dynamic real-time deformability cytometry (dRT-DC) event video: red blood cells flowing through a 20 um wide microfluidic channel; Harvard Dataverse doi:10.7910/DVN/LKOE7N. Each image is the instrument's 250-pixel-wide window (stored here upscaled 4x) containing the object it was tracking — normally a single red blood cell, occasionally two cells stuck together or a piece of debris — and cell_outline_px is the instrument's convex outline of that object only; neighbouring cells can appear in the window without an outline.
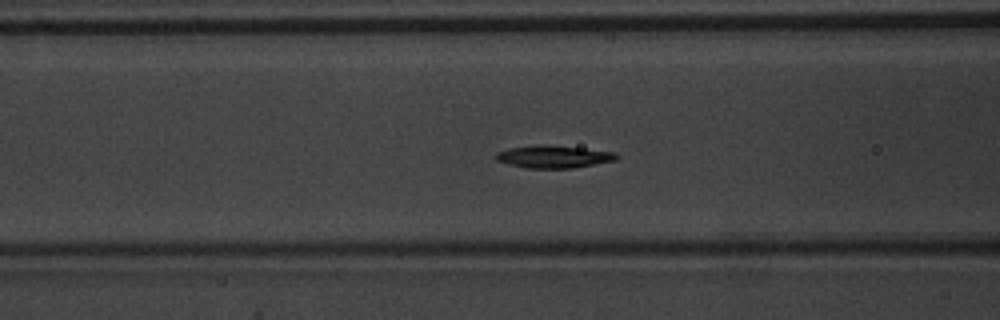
{"species": "common noctule bat (a hibernating species)", "species_latin": "Nyctalus noctula", "temperature_condition": "warm", "stored_images_in_passage": 41, "camera_frame_rate_fps": 3000, "um_per_image_px": 0.085, "animal": {"sex": "male", "body_mass_g": 20.1, "forearm_length_mm": 53.5}, "frame": {"image": 1, "passage_image": 9, "time_ms": 2.667, "image_size_px": [1000, 320], "cell_outline_px": [[620, 156], [616, 160], [572, 168], [528, 168], [508, 164], [496, 160], [496, 152], [508, 148], [584, 148], [616, 152]], "centroid_in_image_um": [47.13, 13.37], "position_along_channel_um": 119.5, "area_um2": 14.74}}
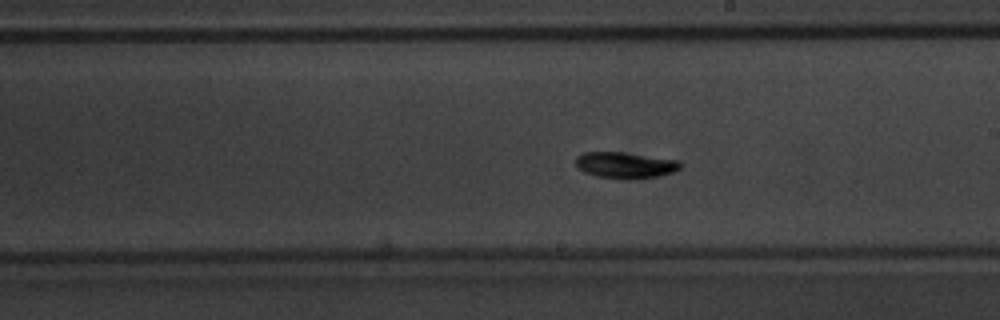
{"frame": {"image": 2, "passage_image": 18, "time_ms": 5.667, "image_size_px": [1000, 320], "cell_outline_px": [[680, 168], [676, 172], [660, 176], [620, 180], [596, 176], [584, 172], [576, 164], [576, 156], [584, 152], [624, 152], [680, 160]], "centroid_in_image_um": [53.17, 14.04], "position_along_channel_um": 235.8, "area_um2": 16.18}}
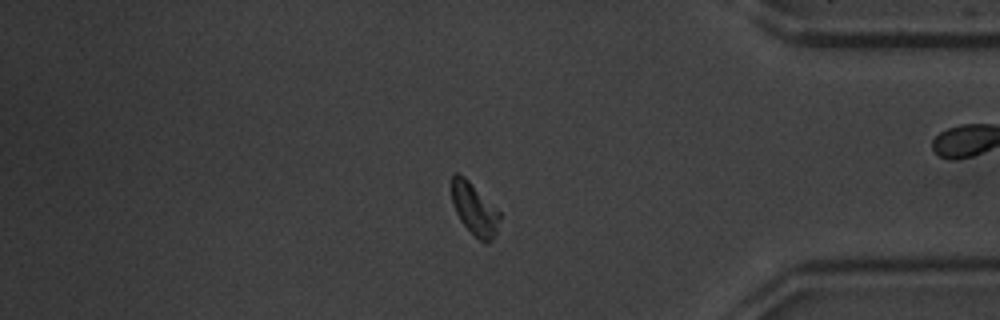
{"frame": {"image": 3, "passage_image": 32, "time_ms": 10.333, "image_size_px": [1000, 320], "cell_outline_px": [[500, 220], [496, 232], [492, 240], [488, 244], [484, 244], [460, 220], [452, 204], [452, 176], [456, 172], [464, 176], [500, 212]], "centroid_in_image_um": [40.33, 17.78], "position_along_channel_um": 394.9, "area_um2": 14.33}, "authors_computed_cell_mechanics": {"area_um2": 14.9124, "velocity_mm_per_s": 3.8881, "shape_relaxation_time_tau1_ms": 2.1681, "shape_relaxation_time_tau2_ms": null, "deformation_change_tau1": 0.1173, "deformation_change_tau2": null}}